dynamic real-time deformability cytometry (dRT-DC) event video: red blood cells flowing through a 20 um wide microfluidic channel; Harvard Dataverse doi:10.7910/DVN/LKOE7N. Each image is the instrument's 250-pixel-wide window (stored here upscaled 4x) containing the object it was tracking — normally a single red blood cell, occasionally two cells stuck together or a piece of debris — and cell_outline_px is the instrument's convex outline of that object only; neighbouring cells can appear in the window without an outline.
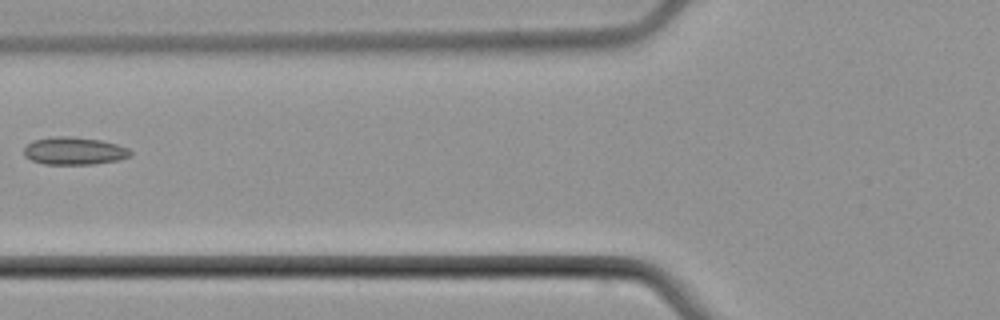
{"species": "common noctule bat (a hibernating species)", "species_latin": "Nyctalus noctula", "temperature_condition": "cold", "stored_images_in_passage": 3, "camera_frame_rate_fps": 3000, "um_per_image_px": 0.085, "animal": {"sex": "male", "body_mass_g": 21.5, "forearm_length_mm": 52.0}, "frame": {"image": 1, "passage_image": 3, "time_ms": 2.333, "image_size_px": [1000, 320], "cell_outline_px": [[132, 152], [128, 156], [116, 160], [92, 164], [44, 164], [32, 160], [24, 156], [24, 148], [32, 140], [52, 136], [68, 136], [100, 140], [116, 144], [128, 148]], "centroid_in_image_um": [6.25, 12.82], "position_along_channel_um": 119.5, "area_um2": 16.99}}